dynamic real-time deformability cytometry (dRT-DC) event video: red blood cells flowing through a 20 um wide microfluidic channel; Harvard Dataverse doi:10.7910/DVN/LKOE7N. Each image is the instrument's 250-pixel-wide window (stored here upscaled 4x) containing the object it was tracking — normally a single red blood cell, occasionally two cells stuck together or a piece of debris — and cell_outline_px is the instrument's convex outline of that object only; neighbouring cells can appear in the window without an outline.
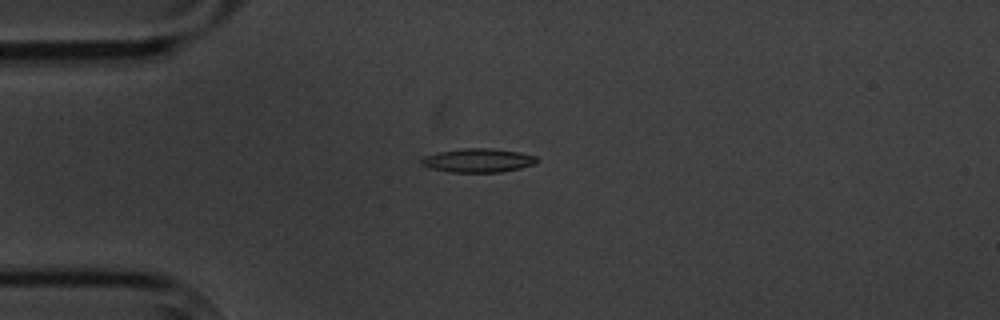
{"species": "common noctule bat (a hibernating species)", "species_latin": "Nyctalus noctula", "temperature_condition": "cold", "stored_images_in_passage": 7, "camera_frame_rate_fps": 3000, "um_per_image_px": 0.085, "animal": {"sex": "male", "body_mass_g": 20.1, "forearm_length_mm": 53.5}, "frame": {"image": 1, "passage_image": 3, "time_ms": 3.333, "image_size_px": [1000, 320], "cell_outline_px": [[540, 160], [536, 164], [520, 168], [500, 172], [448, 172], [428, 168], [420, 164], [420, 160], [424, 156], [440, 152], [464, 148], [492, 148], [520, 152], [536, 156]], "centroid_in_image_um": [40.65, 13.64], "position_along_channel_um": 44.4, "area_um2": 16.18}}
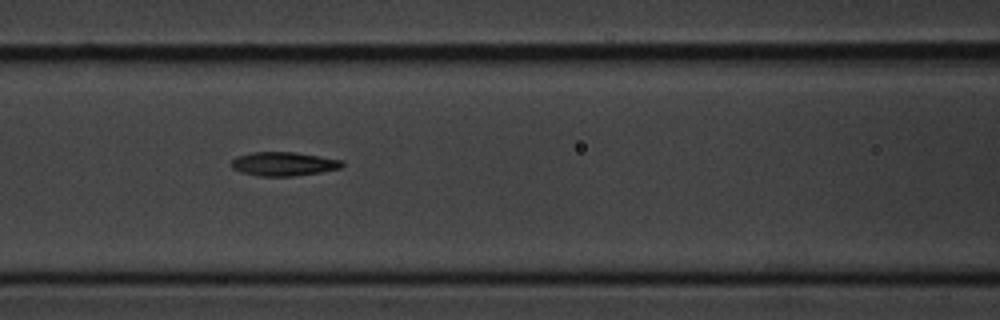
{"frame": {"image": 2, "passage_image": 6, "time_ms": 6.667, "image_size_px": [1000, 320], "cell_outline_px": [[344, 164], [340, 168], [320, 172], [292, 176], [260, 176], [244, 172], [232, 168], [232, 160], [236, 156], [252, 152], [296, 152], [344, 160]], "centroid_in_image_um": [24.13, 13.92], "position_along_channel_um": 142.5, "area_um2": 15.32}}
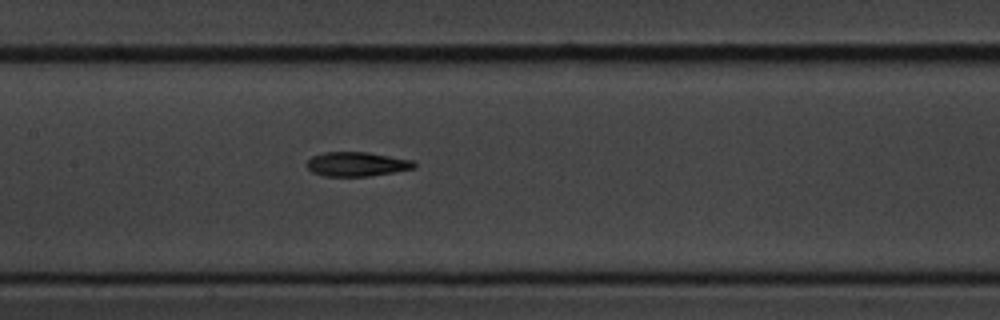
{"frame": {"image": 3, "passage_image": 7, "time_ms": 7.667, "image_size_px": [1000, 320], "cell_outline_px": [[416, 168], [396, 172], [368, 176], [324, 176], [312, 172], [304, 164], [312, 156], [324, 152], [368, 152], [412, 160], [416, 164]], "centroid_in_image_um": [30.32, 13.95], "position_along_channel_um": 177.1, "area_um2": 15.32}}